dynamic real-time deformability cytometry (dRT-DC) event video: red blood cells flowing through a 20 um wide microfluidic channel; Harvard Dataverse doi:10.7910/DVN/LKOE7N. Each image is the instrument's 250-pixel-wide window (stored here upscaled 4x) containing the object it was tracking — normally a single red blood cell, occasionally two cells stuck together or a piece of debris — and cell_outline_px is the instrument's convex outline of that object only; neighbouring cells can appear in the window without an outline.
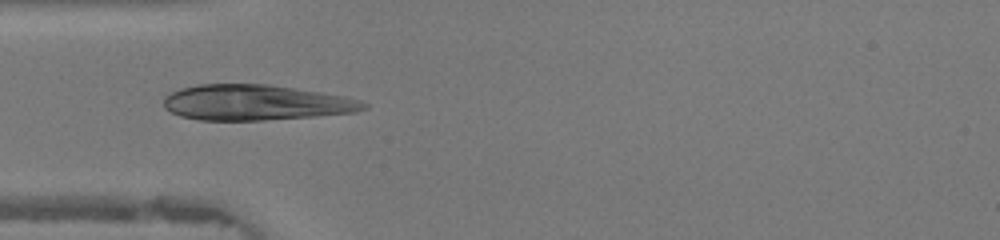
{"species": "human", "species_latin": "Homo sapiens", "temperature_condition": "warm", "stored_images_in_passage": 45, "camera_frame_rate_fps": 3000, "um_per_image_px": 0.085, "donor": {"sex": "female"}, "frame": {"image": 1, "passage_image": 13, "time_ms": 4.0, "image_size_px": [1000, 240], "cell_outline_px": [[368, 108], [356, 112], [316, 116], [264, 120], [200, 120], [180, 116], [164, 108], [164, 96], [180, 88], [196, 84], [268, 84], [296, 88], [344, 96], [360, 100], [368, 104]], "centroid_in_image_um": [21.74, 8.71], "position_along_channel_um": 63.3, "area_um2": 41.5}}
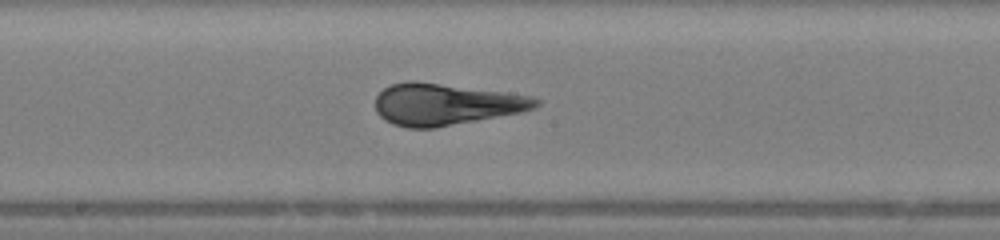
{"frame": {"image": 2, "passage_image": 23, "time_ms": 7.333, "image_size_px": [1000, 240], "cell_outline_px": [[540, 104], [536, 108], [524, 112], [436, 128], [408, 128], [392, 124], [384, 120], [376, 112], [376, 96], [384, 88], [392, 84], [408, 80], [416, 80], [504, 92], [532, 96], [540, 100]], "centroid_in_image_um": [37.89, 8.87], "position_along_channel_um": 210.3, "area_um2": 39.36}}
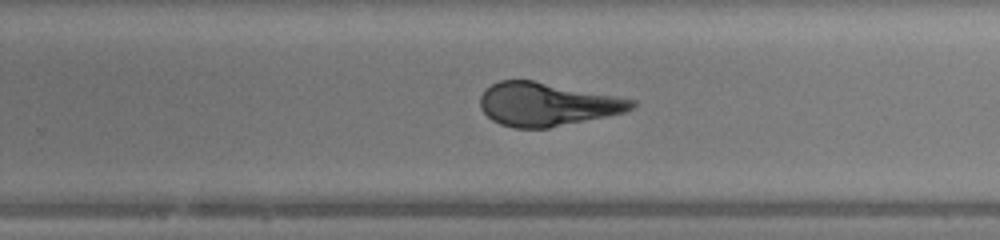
{"frame": {"image": 3, "passage_image": 28, "time_ms": 9.0, "image_size_px": [1000, 240], "cell_outline_px": [[636, 104], [632, 108], [624, 112], [548, 128], [512, 128], [500, 124], [492, 120], [480, 108], [480, 96], [484, 88], [500, 80], [532, 80], [636, 100]], "centroid_in_image_um": [46.43, 8.86], "position_along_channel_um": 283.4, "area_um2": 37.97}, "authors_computed_cell_mechanics": {"area_um2": 39.6508, "velocity_mm_per_s": 4.3933, "shape_relaxation_time_tau1_ms": 5.0785, "shape_relaxation_time_tau2_ms": null, "deformation_change_tau1": 0.2214, "deformation_change_tau2": null}}